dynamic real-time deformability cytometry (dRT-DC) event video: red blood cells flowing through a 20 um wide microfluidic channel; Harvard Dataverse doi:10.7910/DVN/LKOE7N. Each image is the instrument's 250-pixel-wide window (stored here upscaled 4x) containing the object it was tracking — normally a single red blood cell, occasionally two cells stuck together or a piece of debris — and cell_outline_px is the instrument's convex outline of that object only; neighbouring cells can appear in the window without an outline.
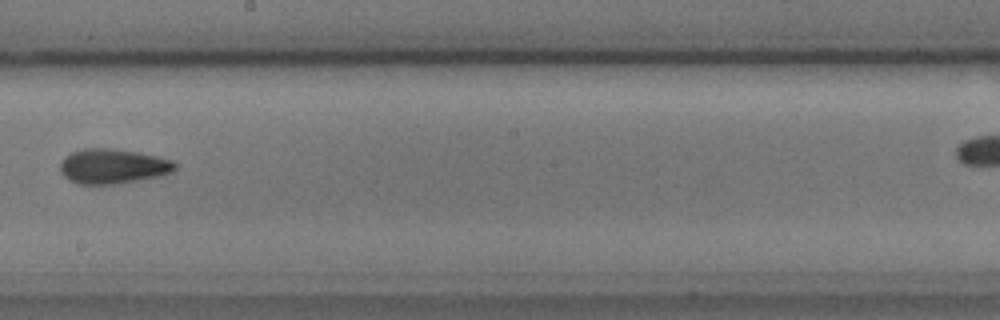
{"species": "common noctule bat (a hibernating species)", "species_latin": "Nyctalus noctula", "temperature_condition": "cold", "stored_images_in_passage": 11, "camera_frame_rate_fps": 3000, "um_per_image_px": 0.085, "animal": {"sex": "male", "body_mass_g": 17.9, "forearm_length_mm": 54.2}, "frame": {"image": 1, "passage_image": 8, "time_ms": 9.333, "image_size_px": [1000, 320], "cell_outline_px": [[176, 168], [172, 172], [160, 176], [112, 184], [76, 184], [68, 180], [60, 172], [60, 160], [72, 152], [84, 148], [108, 148], [136, 152], [156, 156], [172, 160], [176, 164]], "centroid_in_image_um": [9.55, 14.13], "position_along_channel_um": 238.6, "area_um2": 23.24}}